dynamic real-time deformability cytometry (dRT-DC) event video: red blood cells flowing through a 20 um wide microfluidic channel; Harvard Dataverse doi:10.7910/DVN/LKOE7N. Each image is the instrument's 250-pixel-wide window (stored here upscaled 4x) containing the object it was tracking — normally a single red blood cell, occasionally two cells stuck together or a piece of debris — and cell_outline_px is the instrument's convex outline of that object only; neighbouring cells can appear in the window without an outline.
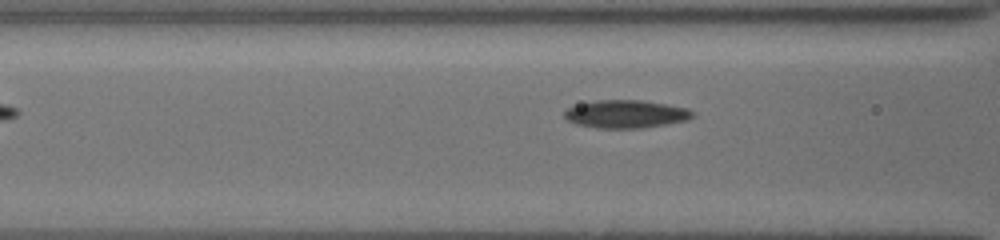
{"species": "common noctule bat (a hibernating species)", "species_latin": "Nyctalus noctula", "temperature_condition": "cold", "stored_images_in_passage": 13, "camera_frame_rate_fps": 3000, "um_per_image_px": 0.085, "animal": {"sex": "female", "body_mass_g": 19.5, "forearm_length_mm": 54.1}, "frame": {"image": 1, "passage_image": 4, "time_ms": 1.0, "image_size_px": [1000, 240], "cell_outline_px": [[696, 112], [688, 120], [640, 128], [596, 128], [576, 124], [568, 120], [564, 116], [564, 112], [568, 108], [580, 104], [596, 100], [644, 100], [688, 108]], "centroid_in_image_um": [53.22, 9.69], "position_along_channel_um": 113.4, "area_um2": 20.81}}
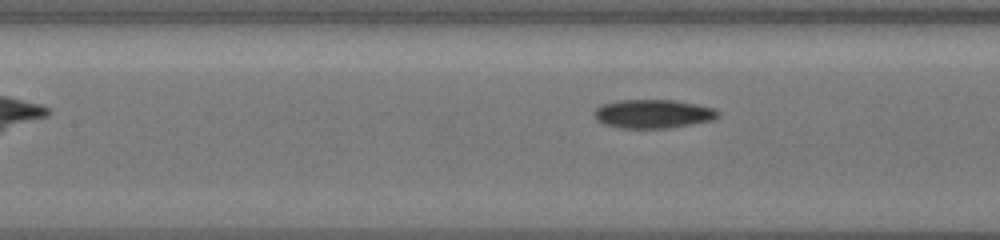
{"frame": {"image": 2, "passage_image": 7, "time_ms": 2.0, "image_size_px": [1000, 240], "cell_outline_px": [[720, 116], [712, 120], [664, 128], [624, 128], [604, 124], [596, 120], [592, 112], [600, 104], [620, 100], [672, 100], [696, 104], [716, 108], [720, 112]], "centroid_in_image_um": [55.48, 9.66], "position_along_channel_um": 151.9, "area_um2": 20.69}}
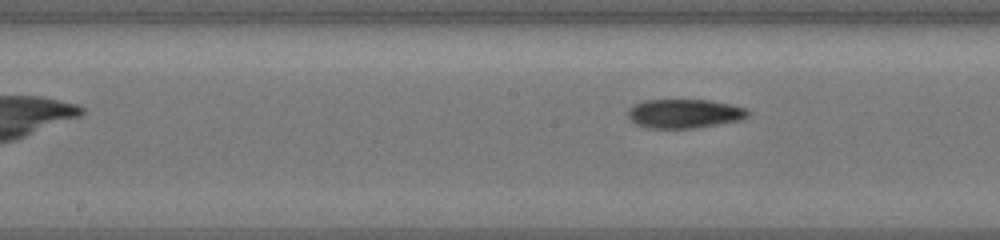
{"frame": {"image": 3, "passage_image": 10, "time_ms": 3.0, "image_size_px": [1000, 240], "cell_outline_px": [[748, 116], [740, 120], [696, 128], [652, 128], [636, 124], [628, 116], [628, 112], [636, 104], [644, 100], [708, 100], [732, 104], [748, 108]], "centroid_in_image_um": [58.23, 9.65], "position_along_channel_um": 190.0, "area_um2": 20.11}}